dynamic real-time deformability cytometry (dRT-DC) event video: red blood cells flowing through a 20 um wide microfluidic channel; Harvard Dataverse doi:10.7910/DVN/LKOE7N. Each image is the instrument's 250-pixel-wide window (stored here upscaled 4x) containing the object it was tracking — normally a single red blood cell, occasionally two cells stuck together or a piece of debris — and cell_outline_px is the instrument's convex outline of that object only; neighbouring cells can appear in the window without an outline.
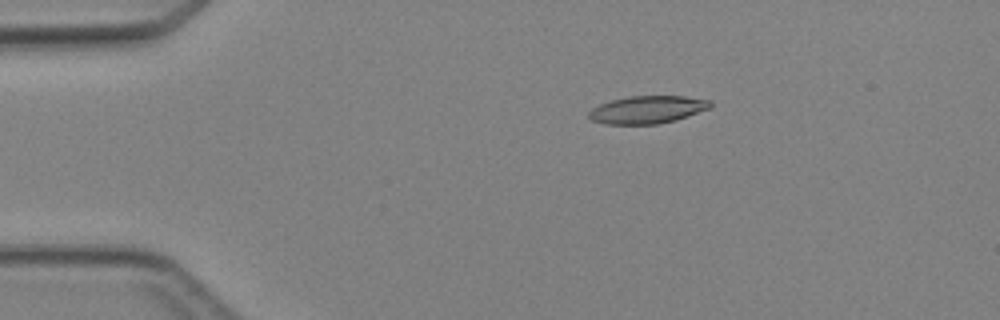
{"species": "Egyptian fruit bat (a non-hibernating species)", "species_latin": "Rousettus aegyptiacus", "temperature_condition": "cold", "stored_images_in_passage": 6, "camera_frame_rate_fps": 3000, "um_per_image_px": 0.085, "animal": {"sex": "female"}, "frame": {"image": 1, "passage_image": 3, "time_ms": 2.333, "image_size_px": [1000, 320], "cell_outline_px": [[712, 108], [676, 120], [656, 124], [604, 124], [592, 120], [588, 116], [588, 112], [592, 108], [600, 104], [612, 100], [628, 96], [684, 96], [712, 100]], "centroid_in_image_um": [55.06, 9.32], "position_along_channel_um": 29.9, "area_um2": 19.71}}
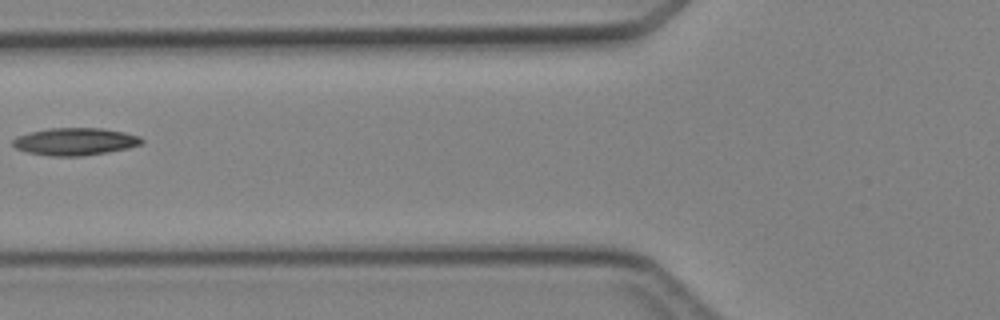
{"frame": {"image": 2, "passage_image": 6, "time_ms": 5.667, "image_size_px": [1000, 320], "cell_outline_px": [[144, 140], [140, 144], [128, 148], [108, 152], [84, 156], [48, 156], [28, 152], [16, 148], [12, 144], [12, 140], [16, 136], [48, 128], [100, 128], [124, 132], [140, 136]], "centroid_in_image_um": [6.38, 12.03], "position_along_channel_um": 119.4, "area_um2": 20.58}}